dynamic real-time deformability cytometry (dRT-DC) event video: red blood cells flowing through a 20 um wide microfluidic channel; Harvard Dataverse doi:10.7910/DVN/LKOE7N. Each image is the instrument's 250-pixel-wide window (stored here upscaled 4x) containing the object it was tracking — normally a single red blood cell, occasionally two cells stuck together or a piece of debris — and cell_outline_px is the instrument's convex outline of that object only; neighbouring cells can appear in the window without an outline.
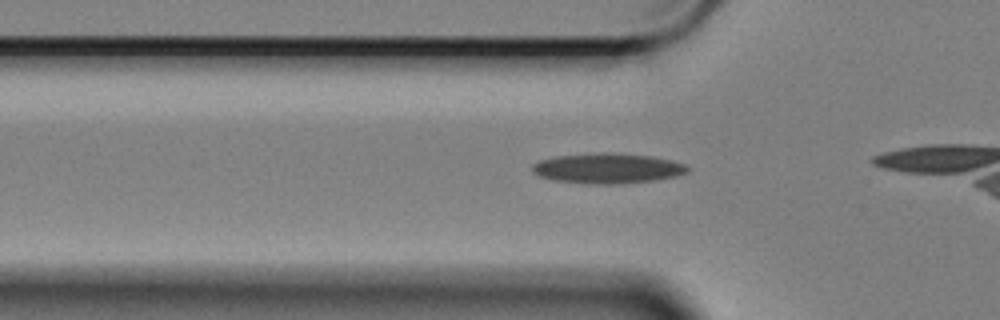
{"species": "Egyptian fruit bat (a non-hibernating species)", "species_latin": "Rousettus aegyptiacus", "temperature_condition": "cold", "stored_images_in_passage": 37, "camera_frame_rate_fps": 3000, "um_per_image_px": 0.085, "animal": {"sex": "female"}, "frame": {"image": 1, "passage_image": 9, "time_ms": 2.667, "image_size_px": [1000, 320], "cell_outline_px": [[688, 172], [676, 176], [656, 180], [620, 184], [588, 184], [552, 180], [536, 176], [532, 172], [532, 164], [540, 160], [556, 156], [604, 152], [648, 156], [672, 160], [684, 164], [688, 168]], "centroid_in_image_um": [51.59, 14.32], "position_along_channel_um": 74.2, "area_um2": 27.4}}
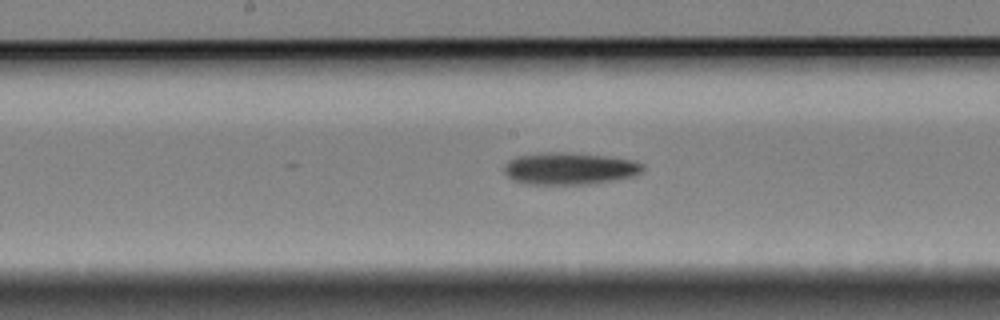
{"frame": {"image": 2, "passage_image": 20, "time_ms": 6.333, "image_size_px": [1000, 320], "cell_outline_px": [[644, 168], [636, 176], [616, 180], [588, 184], [524, 184], [512, 180], [504, 172], [504, 164], [508, 160], [516, 156], [544, 152], [564, 152], [604, 156], [632, 160], [644, 164]], "centroid_in_image_um": [48.39, 14.33], "position_along_channel_um": 199.8, "area_um2": 26.07}}
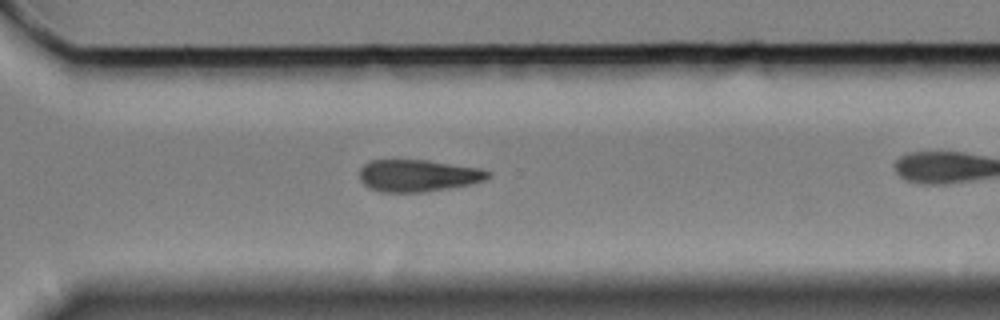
{"frame": {"image": 3, "passage_image": 32, "time_ms": 10.333, "image_size_px": [1000, 320], "cell_outline_px": [[492, 176], [484, 180], [472, 184], [424, 192], [380, 192], [368, 188], [360, 180], [360, 168], [368, 160], [428, 160], [480, 168], [492, 172]], "centroid_in_image_um": [35.54, 14.92], "position_along_channel_um": 335.1, "area_um2": 24.22}}